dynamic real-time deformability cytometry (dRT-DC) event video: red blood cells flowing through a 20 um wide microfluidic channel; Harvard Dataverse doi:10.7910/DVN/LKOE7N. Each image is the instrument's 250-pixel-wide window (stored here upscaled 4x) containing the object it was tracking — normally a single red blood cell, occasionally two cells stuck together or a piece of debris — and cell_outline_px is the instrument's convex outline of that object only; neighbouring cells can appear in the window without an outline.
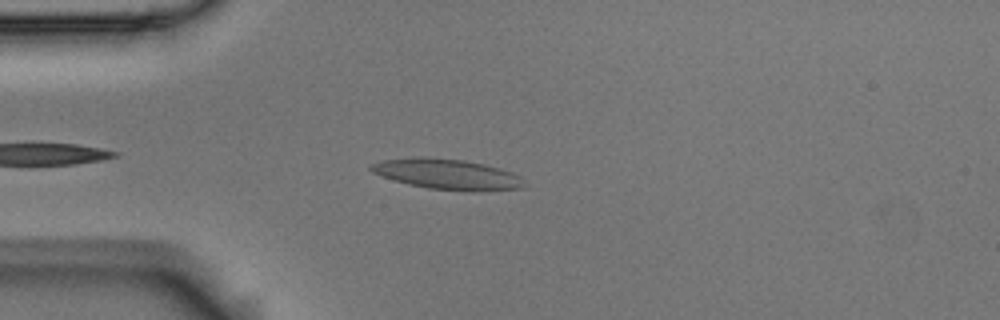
{"species": "Egyptian fruit bat (a non-hibernating species)", "species_latin": "Rousettus aegyptiacus", "temperature_condition": "room temperature", "stored_images_in_passage": 2, "camera_frame_rate_fps": 3000, "um_per_image_px": 0.085, "animal": {"sex": "male"}, "frame": {"image": 1, "passage_image": 2, "time_ms": 0.333, "image_size_px": [1000, 320], "cell_outline_px": [[524, 184], [520, 188], [428, 188], [408, 184], [372, 172], [368, 168], [372, 164], [384, 160], [412, 156], [424, 156], [464, 160], [484, 164], [500, 168], [512, 172], [520, 176]], "centroid_in_image_um": [37.9, 14.73], "position_along_channel_um": 47.1, "area_um2": 25.84}}